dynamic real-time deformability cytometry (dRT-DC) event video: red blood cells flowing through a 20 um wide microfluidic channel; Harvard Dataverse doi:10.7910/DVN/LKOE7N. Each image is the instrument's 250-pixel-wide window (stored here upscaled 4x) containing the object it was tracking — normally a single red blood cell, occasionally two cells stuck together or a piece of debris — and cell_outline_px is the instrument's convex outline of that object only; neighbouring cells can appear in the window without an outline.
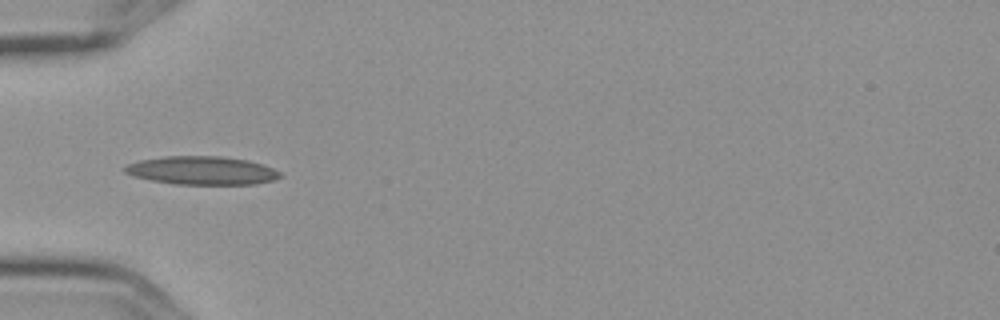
{"species": "Egyptian fruit bat (a non-hibernating species)", "species_latin": "Rousettus aegyptiacus", "temperature_condition": "cold", "stored_images_in_passage": 7, "camera_frame_rate_fps": 3000, "um_per_image_px": 0.085, "frame": {"image": 1, "passage_image": 6, "time_ms": 1.667, "image_size_px": [1000, 320], "cell_outline_px": [[280, 176], [272, 180], [256, 184], [176, 184], [152, 180], [132, 176], [124, 172], [124, 168], [128, 164], [140, 160], [164, 156], [220, 156], [248, 160], [264, 164], [280, 172]], "centroid_in_image_um": [17.15, 14.48], "position_along_channel_um": 67.8, "area_um2": 25.55}}
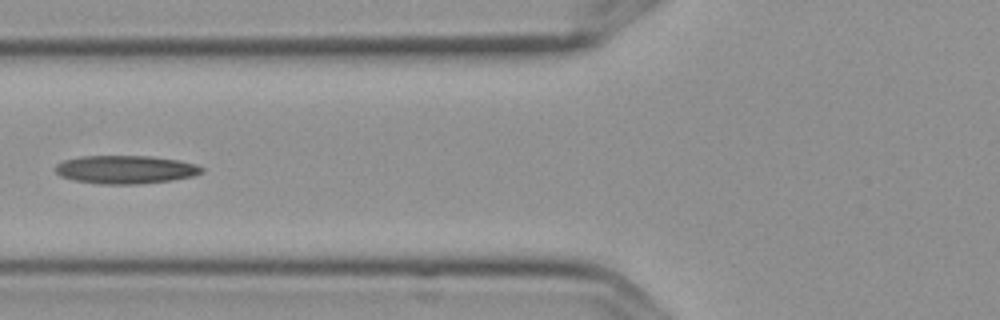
{"frame": {"image": 2, "passage_image": 7, "time_ms": 2.0, "image_size_px": [1000, 320], "cell_outline_px": [[204, 172], [192, 176], [172, 180], [140, 184], [100, 184], [76, 180], [60, 176], [56, 172], [56, 164], [64, 160], [84, 156], [152, 156], [176, 160], [196, 164], [204, 168]], "centroid_in_image_um": [10.69, 14.41], "position_along_channel_um": 115.1, "area_um2": 23.99}}